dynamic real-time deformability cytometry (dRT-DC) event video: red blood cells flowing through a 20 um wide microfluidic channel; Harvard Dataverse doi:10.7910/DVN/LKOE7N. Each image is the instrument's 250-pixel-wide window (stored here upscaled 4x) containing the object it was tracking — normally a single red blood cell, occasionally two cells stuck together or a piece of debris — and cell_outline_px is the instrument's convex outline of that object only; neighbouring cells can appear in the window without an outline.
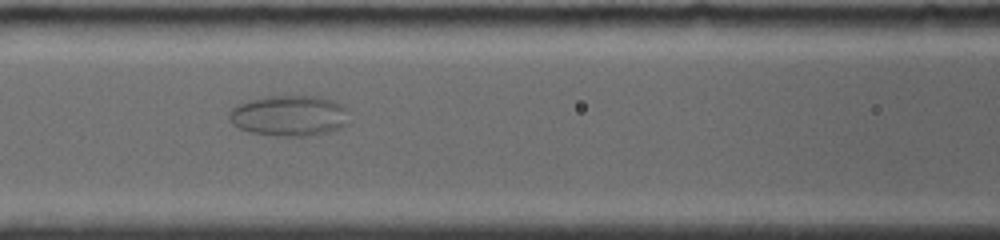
{"species": "common noctule bat (a hibernating species)", "species_latin": "Nyctalus noctula", "temperature_condition": "room temperature", "stored_images_in_passage": 92, "camera_frame_rate_fps": 4000, "um_per_image_px": 0.085, "animal": {"sex": "female", "body_mass_g": 19.0, "forearm_length_mm": 56.7}, "frame": {"image": 1, "passage_image": 36, "time_ms": 7.25, "image_size_px": [1000, 240], "cell_outline_px": [[352, 120], [348, 124], [332, 132], [308, 136], [276, 136], [248, 132], [232, 124], [228, 120], [228, 112], [232, 108], [240, 104], [252, 100], [268, 96], [320, 96], [332, 100], [348, 108]], "centroid_in_image_um": [24.66, 9.85], "position_along_channel_um": 141.9, "area_um2": 29.07}}
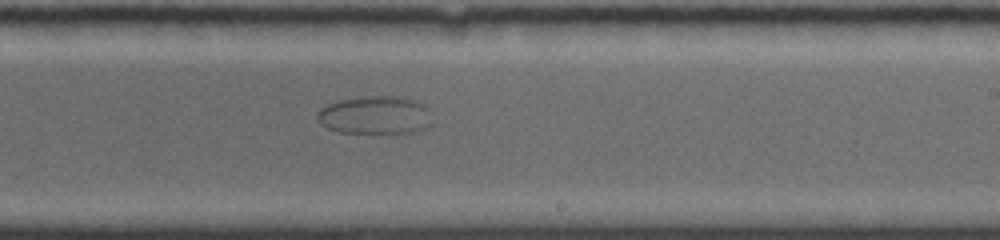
{"frame": {"image": 2, "passage_image": 54, "time_ms": 10.5, "image_size_px": [1000, 240], "cell_outline_px": [[432, 124], [420, 132], [340, 132], [328, 128], [320, 124], [316, 116], [316, 112], [320, 108], [328, 104], [340, 100], [372, 96], [400, 96], [416, 100], [424, 104]], "centroid_in_image_um": [31.88, 9.78], "position_along_channel_um": 257.1, "area_um2": 25.37}}
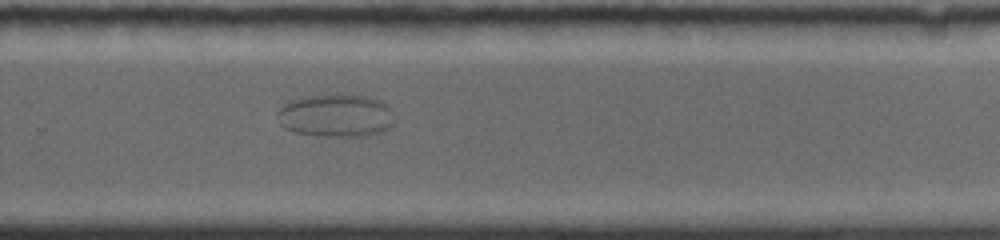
{"frame": {"image": 3, "passage_image": 62, "time_ms": 11.75, "image_size_px": [1000, 240], "cell_outline_px": [[392, 124], [384, 132], [368, 136], [328, 136], [296, 132], [284, 128], [280, 124], [276, 116], [276, 112], [288, 100], [332, 92], [368, 96], [380, 100], [388, 108], [392, 120]], "centroid_in_image_um": [28.51, 9.8], "position_along_channel_um": 301.3, "area_um2": 29.59}}